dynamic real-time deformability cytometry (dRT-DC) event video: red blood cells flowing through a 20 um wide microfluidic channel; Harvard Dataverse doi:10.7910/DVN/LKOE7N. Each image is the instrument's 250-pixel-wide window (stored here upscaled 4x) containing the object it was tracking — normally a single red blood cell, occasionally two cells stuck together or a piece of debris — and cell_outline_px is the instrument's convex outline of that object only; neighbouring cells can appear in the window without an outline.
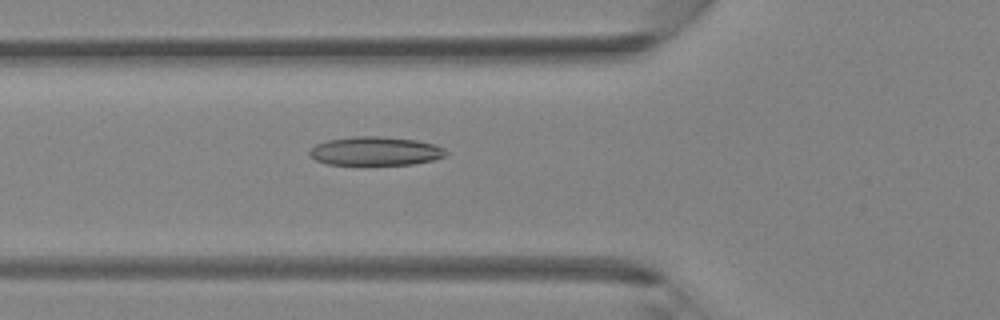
{"species": "Egyptian fruit bat (a non-hibernating species)", "species_latin": "Rousettus aegyptiacus", "temperature_condition": "room temperature", "stored_images_in_passage": 44, "camera_frame_rate_fps": 3000, "um_per_image_px": 0.085, "animal": {"sex": "female"}, "frame": {"image": 1, "passage_image": 16, "time_ms": 5.0, "image_size_px": [1000, 320], "cell_outline_px": [[448, 152], [444, 156], [432, 160], [412, 164], [328, 164], [316, 160], [308, 156], [308, 152], [316, 144], [328, 140], [352, 136], [380, 136], [416, 140], [436, 144], [444, 148]], "centroid_in_image_um": [31.9, 12.83], "position_along_channel_um": 93.9, "area_um2": 22.77}}
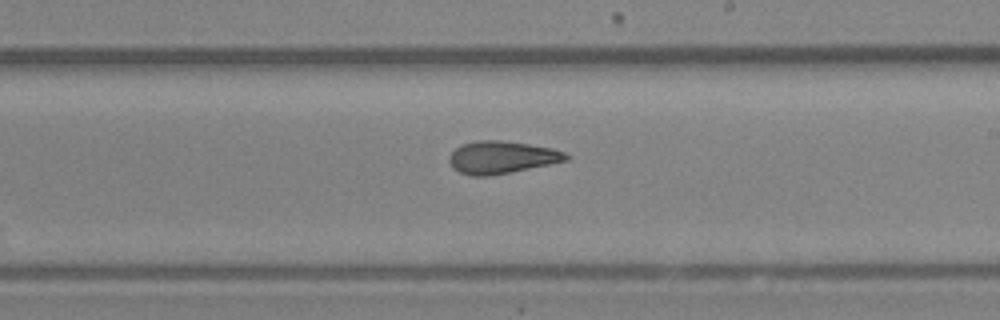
{"frame": {"image": 2, "passage_image": 26, "time_ms": 8.333, "image_size_px": [1000, 320], "cell_outline_px": [[572, 156], [568, 160], [488, 176], [472, 176], [460, 172], [452, 168], [448, 160], [452, 152], [456, 148], [464, 144], [476, 140], [500, 140], [528, 144], [552, 148], [564, 152]], "centroid_in_image_um": [42.63, 13.36], "position_along_channel_um": 246.4, "area_um2": 21.85}}
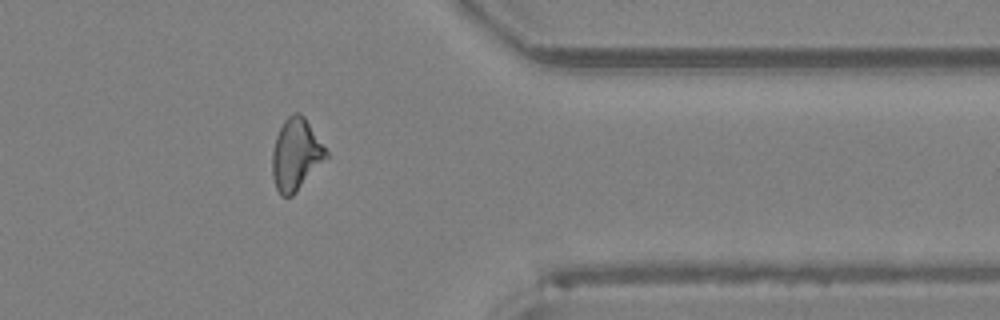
{"frame": {"image": 3, "passage_image": 36, "time_ms": 11.667, "image_size_px": [1000, 320], "cell_outline_px": [[328, 156], [296, 192], [292, 196], [280, 196], [276, 188], [272, 176], [272, 152], [276, 136], [284, 120], [292, 112], [300, 112], [304, 116], [328, 152]], "centroid_in_image_um": [25.13, 13.12], "position_along_channel_um": 386.3, "area_um2": 22.37}}